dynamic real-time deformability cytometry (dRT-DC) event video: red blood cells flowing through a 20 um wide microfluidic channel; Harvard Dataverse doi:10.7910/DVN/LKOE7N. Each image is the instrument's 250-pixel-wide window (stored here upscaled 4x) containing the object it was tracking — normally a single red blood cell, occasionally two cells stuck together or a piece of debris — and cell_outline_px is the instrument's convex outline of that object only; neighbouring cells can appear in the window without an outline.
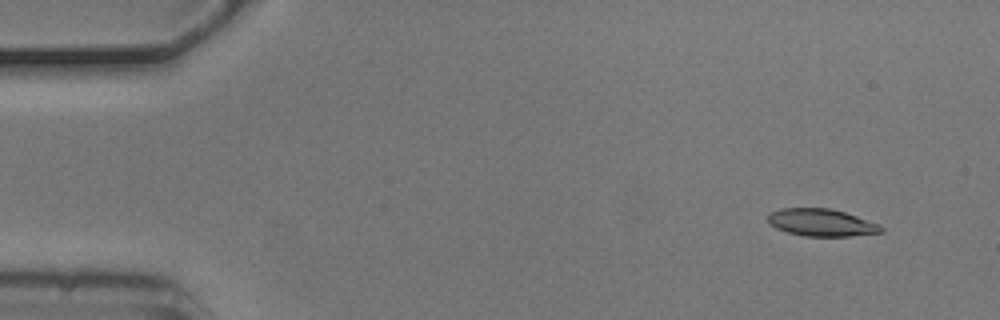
{"species": "common noctule bat (a hibernating species)", "species_latin": "Nyctalus noctula", "temperature_condition": "cold", "stored_images_in_passage": 4, "camera_frame_rate_fps": 3000, "um_per_image_px": 0.085, "animal": {"sex": "male", "body_mass_g": 20.5, "forearm_length_mm": 52.5}, "frame": {"image": 1, "passage_image": 1, "time_ms": 0.0, "image_size_px": [1000, 320], "cell_outline_px": [[884, 232], [848, 236], [804, 236], [788, 232], [776, 228], [768, 224], [768, 212], [780, 208], [832, 208], [880, 224], [884, 228]], "centroid_in_image_um": [69.8, 18.91], "position_along_channel_um": 15.2, "area_um2": 18.15}}
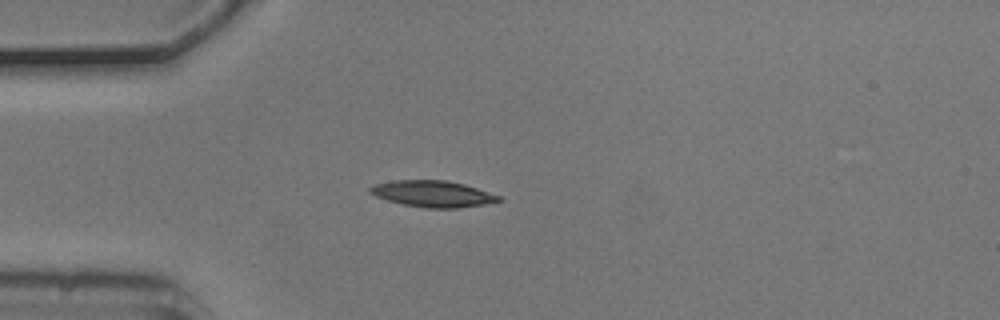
{"frame": {"image": 2, "passage_image": 4, "time_ms": 1.0, "image_size_px": [1000, 320], "cell_outline_px": [[504, 200], [484, 204], [456, 208], [428, 208], [404, 204], [388, 200], [376, 196], [368, 192], [368, 188], [376, 184], [392, 180], [444, 180], [464, 184], [500, 196]], "centroid_in_image_um": [36.77, 16.47], "position_along_channel_um": 48.2, "area_um2": 19.54}}